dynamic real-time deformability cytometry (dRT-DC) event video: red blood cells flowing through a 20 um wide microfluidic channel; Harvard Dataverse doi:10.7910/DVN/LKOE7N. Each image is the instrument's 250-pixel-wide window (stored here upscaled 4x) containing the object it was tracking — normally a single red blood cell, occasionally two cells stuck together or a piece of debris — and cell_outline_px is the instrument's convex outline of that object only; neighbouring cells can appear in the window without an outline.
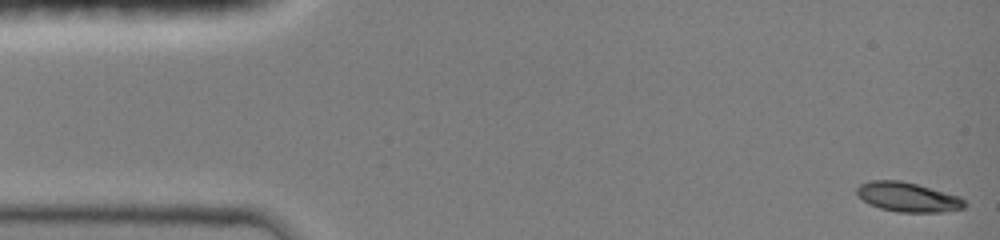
{"species": "common noctule bat (a hibernating species)", "species_latin": "Nyctalus noctula", "temperature_condition": "room temperature", "stored_images_in_passage": 92, "camera_frame_rate_fps": 3000, "um_per_image_px": 0.085, "animal": {"sex": "female", "body_mass_g": 19.0, "forearm_length_mm": 51.5}, "frame": {"image": 1, "passage_image": 1, "time_ms": 0.0, "image_size_px": [1000, 240], "cell_outline_px": [[968, 204], [964, 208], [940, 212], [896, 212], [880, 208], [868, 204], [856, 192], [856, 188], [860, 184], [872, 180], [900, 180], [916, 184], [960, 196]], "centroid_in_image_um": [77.17, 16.75], "position_along_channel_um": 7.8, "area_um2": 18.5}}
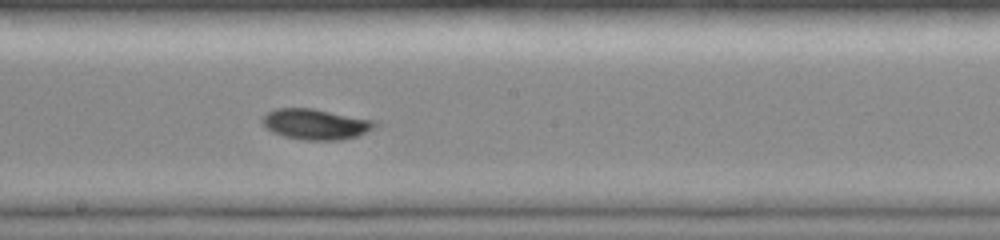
{"frame": {"image": 2, "passage_image": 50, "time_ms": 8.0, "image_size_px": [1000, 240], "cell_outline_px": [[380, 124], [376, 128], [356, 136], [340, 140], [304, 140], [284, 136], [272, 132], [260, 120], [260, 116], [276, 108], [312, 108], [376, 120]], "centroid_in_image_um": [26.85, 10.55], "position_along_channel_um": 221.3, "area_um2": 20.29}}
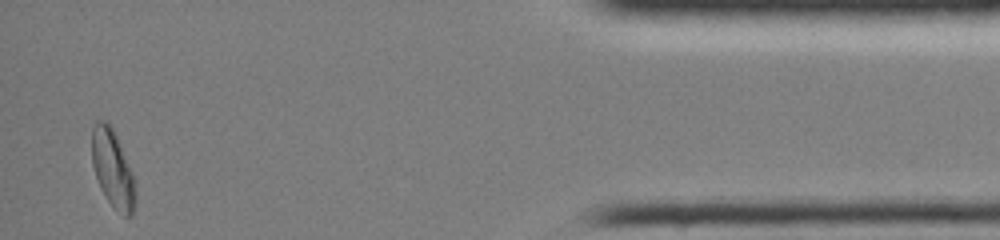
{"frame": {"image": 3, "passage_image": 89, "time_ms": 14.333, "image_size_px": [1000, 240], "cell_outline_px": [[136, 204], [132, 216], [124, 216], [112, 208], [100, 188], [92, 164], [92, 128], [96, 120], [108, 120], [116, 136], [132, 172], [136, 184]], "centroid_in_image_um": [9.59, 14.39], "position_along_channel_um": 425.6, "area_um2": 19.94}, "authors_computed_cell_mechanics": {"area_um2": 19.3052, "velocity_mm_per_s": 4.1696, "shape_relaxation_time_tau1_ms": 2.5297, "shape_relaxation_time_tau2_ms": null, "deformation_change_tau1": 0.1181, "deformation_change_tau2": null}}